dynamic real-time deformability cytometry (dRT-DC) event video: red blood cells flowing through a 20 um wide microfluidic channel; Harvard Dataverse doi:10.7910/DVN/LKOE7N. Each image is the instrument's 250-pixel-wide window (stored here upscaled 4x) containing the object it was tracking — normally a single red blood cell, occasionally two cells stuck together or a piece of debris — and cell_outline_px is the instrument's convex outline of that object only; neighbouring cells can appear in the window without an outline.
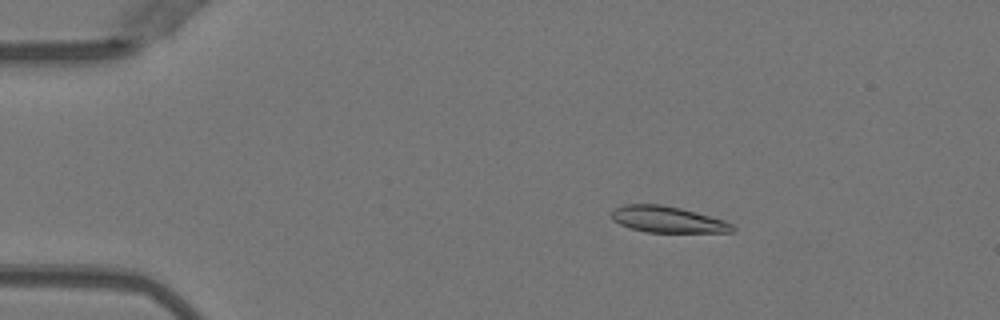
{"species": "Egyptian fruit bat (a non-hibernating species)", "species_latin": "Rousettus aegyptiacus", "temperature_condition": "warm", "stored_images_in_passage": 50, "camera_frame_rate_fps": 3000, "um_per_image_px": 0.085, "animal": {"sex": "female"}, "frame": {"image": 1, "passage_image": 8, "time_ms": 2.333, "image_size_px": [1000, 320], "cell_outline_px": [[736, 228], [732, 232], [644, 232], [620, 224], [612, 220], [612, 212], [616, 208], [624, 204], [660, 204], [680, 208], [696, 212], [724, 220], [732, 224]], "centroid_in_image_um": [56.75, 18.65], "position_along_channel_um": 28.3, "area_um2": 18.38}}
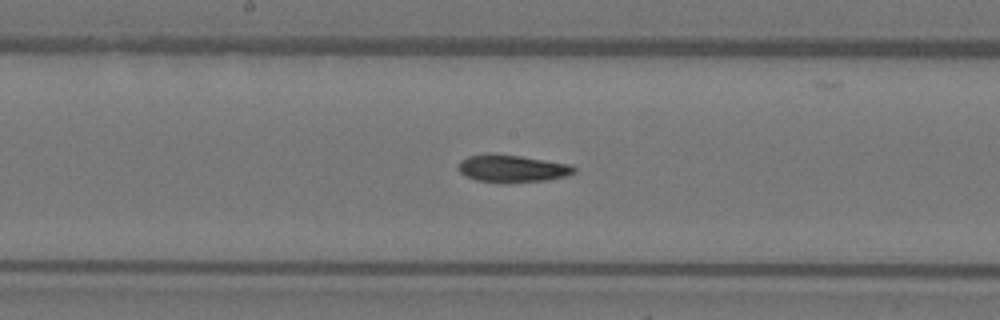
{"frame": {"image": 2, "passage_image": 26, "time_ms": 8.333, "image_size_px": [1000, 320], "cell_outline_px": [[576, 172], [568, 176], [548, 180], [476, 180], [464, 176], [456, 168], [460, 160], [468, 156], [488, 152], [492, 152], [520, 156], [572, 164], [576, 168]], "centroid_in_image_um": [43.52, 14.26], "position_along_channel_um": 204.7, "area_um2": 18.21}}
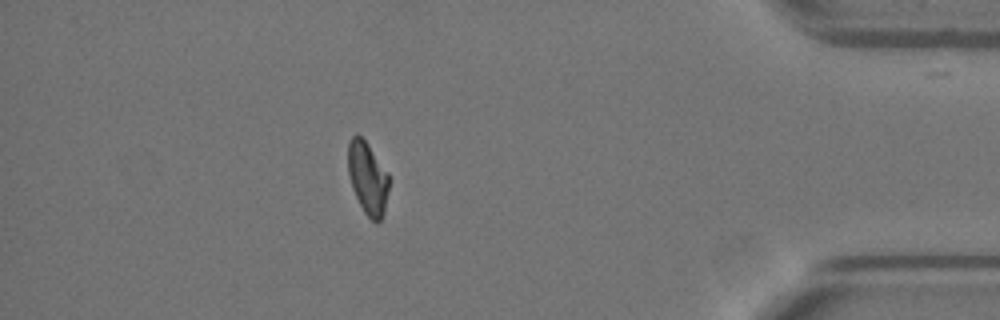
{"frame": {"image": 3, "passage_image": 44, "time_ms": 14.333, "image_size_px": [1000, 320], "cell_outline_px": [[388, 192], [384, 212], [380, 220], [376, 224], [364, 212], [352, 188], [348, 172], [348, 140], [356, 132], [368, 144], [388, 172]], "centroid_in_image_um": [31.24, 15.11], "position_along_channel_um": 404.0, "area_um2": 17.28}, "authors_computed_cell_mechanics": {"area_um2": 18.4382, "velocity_mm_per_s": 4.0345, "shape_relaxation_time_tau1_ms": 6.7601, "shape_relaxation_time_tau2_ms": 4.0122, "deformation_change_tau1": 0.2286, "deformation_change_tau2": 0.1007}}